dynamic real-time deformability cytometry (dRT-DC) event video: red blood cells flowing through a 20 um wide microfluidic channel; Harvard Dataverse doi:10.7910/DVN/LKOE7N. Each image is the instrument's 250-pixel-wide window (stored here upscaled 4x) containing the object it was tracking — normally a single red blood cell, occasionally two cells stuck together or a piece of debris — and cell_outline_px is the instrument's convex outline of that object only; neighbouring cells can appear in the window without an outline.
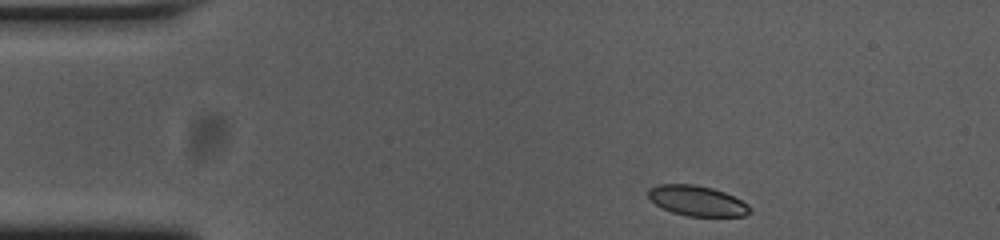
{"species": "common noctule bat (a hibernating species)", "species_latin": "Nyctalus noctula", "temperature_condition": "cold", "stored_images_in_passage": 8, "camera_frame_rate_fps": 3000, "um_per_image_px": 0.085, "animal": {"sex": "female", "body_mass_g": 23.0, "forearm_length_mm": 53.4}, "frame": {"image": 1, "passage_image": 1, "time_ms": 0.0, "image_size_px": [1000, 240], "cell_outline_px": [[752, 212], [744, 216], [688, 216], [672, 212], [656, 204], [648, 196], [648, 188], [656, 184], [692, 184], [712, 188], [724, 192], [748, 204], [752, 208]], "centroid_in_image_um": [59.26, 17.06], "position_along_channel_um": 25.7, "area_um2": 17.86}}